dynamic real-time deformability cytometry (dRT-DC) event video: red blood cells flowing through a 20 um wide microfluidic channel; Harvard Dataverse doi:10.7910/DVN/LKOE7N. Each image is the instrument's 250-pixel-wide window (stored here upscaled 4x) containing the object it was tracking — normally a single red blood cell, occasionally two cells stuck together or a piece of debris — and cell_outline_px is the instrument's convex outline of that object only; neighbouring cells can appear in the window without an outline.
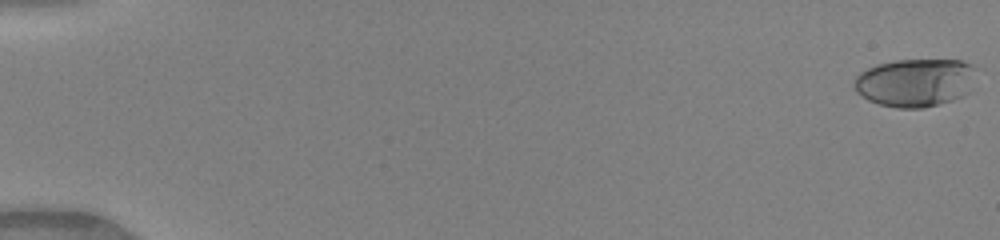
{"species": "human", "species_latin": "Homo sapiens", "temperature_condition": "warm", "stored_images_in_passage": 51, "camera_frame_rate_fps": 3000, "um_per_image_px": 0.085, "donor": {"sex": "female"}, "frame": {"image": 1, "passage_image": 1, "time_ms": 0.0, "image_size_px": [1000, 240], "cell_outline_px": [[972, 68], [960, 96], [952, 100], [920, 108], [896, 108], [880, 104], [868, 100], [856, 92], [852, 84], [856, 76], [860, 72], [876, 64], [896, 60], [960, 60], [968, 64]], "centroid_in_image_um": [77.59, 7.01], "position_along_channel_um": 7.4, "area_um2": 33.0}}
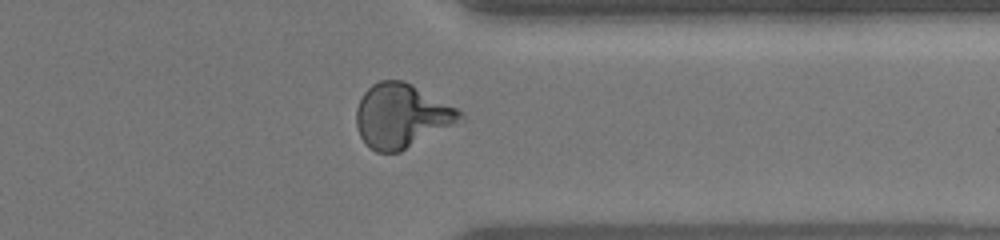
{"frame": {"image": 2, "passage_image": 41, "time_ms": 13.333, "image_size_px": [1000, 240], "cell_outline_px": [[464, 120], [400, 152], [376, 152], [360, 136], [356, 124], [356, 108], [364, 92], [372, 84], [380, 80], [404, 80], [412, 84], [456, 108], [464, 116]], "centroid_in_image_um": [34.13, 9.84], "position_along_channel_um": 377.3, "area_um2": 38.44}}
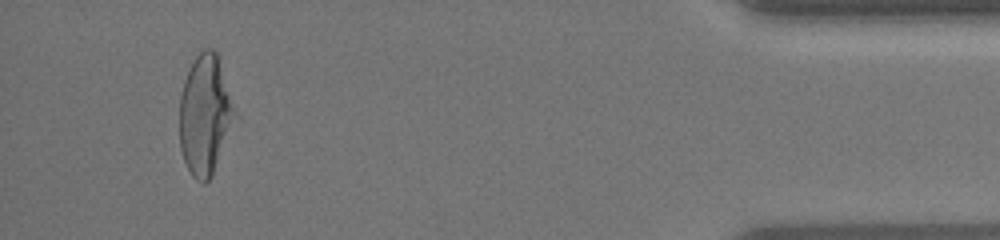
{"frame": {"image": 3, "passage_image": 48, "time_ms": 15.667, "image_size_px": [1000, 240], "cell_outline_px": [[232, 112], [212, 176], [204, 184], [196, 180], [192, 176], [184, 160], [180, 148], [180, 96], [184, 80], [196, 56], [204, 48], [212, 48], [216, 52], [232, 104]], "centroid_in_image_um": [17.33, 9.76], "position_along_channel_um": 417.9, "area_um2": 36.36}, "authors_computed_cell_mechanics": {"area_um2": 36.3562, "velocity_mm_per_s": 4.1207, "shape_relaxation_time_tau1_ms": 5.4681, "shape_relaxation_time_tau2_ms": 0.808, "deformation_change_tau1": 0.2252, "deformation_change_tau2": 0.0712}}